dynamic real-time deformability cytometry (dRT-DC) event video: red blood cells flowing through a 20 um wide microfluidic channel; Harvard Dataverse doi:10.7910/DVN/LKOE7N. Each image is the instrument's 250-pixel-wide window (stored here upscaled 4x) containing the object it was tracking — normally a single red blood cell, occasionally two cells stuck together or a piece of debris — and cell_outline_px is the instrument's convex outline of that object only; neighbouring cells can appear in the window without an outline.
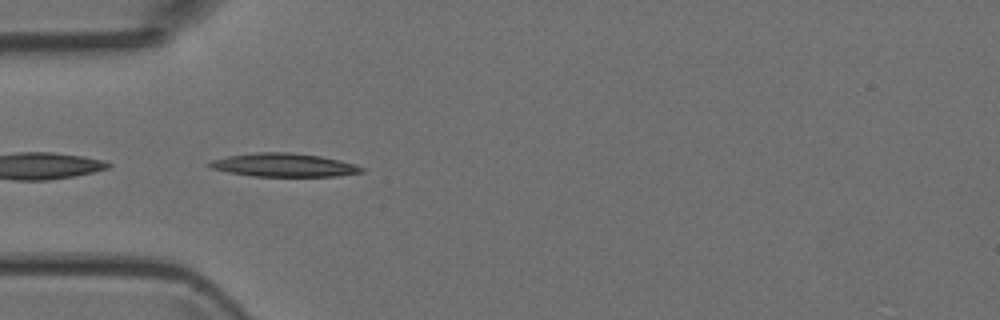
{"species": "Egyptian fruit bat (a non-hibernating species)", "species_latin": "Rousettus aegyptiacus", "temperature_condition": "room temperature", "stored_images_in_passage": 5, "camera_frame_rate_fps": 3000, "um_per_image_px": 0.085, "animal": {"sex": "female"}, "frame": {"image": 1, "passage_image": 4, "time_ms": 3.667, "image_size_px": [1000, 320], "cell_outline_px": [[364, 172], [336, 176], [252, 176], [228, 172], [212, 168], [208, 164], [212, 160], [228, 156], [256, 152], [288, 152], [320, 156], [340, 160], [356, 164], [364, 168]], "centroid_in_image_um": [24.16, 14.03], "position_along_channel_um": 60.8, "area_um2": 20.63}}
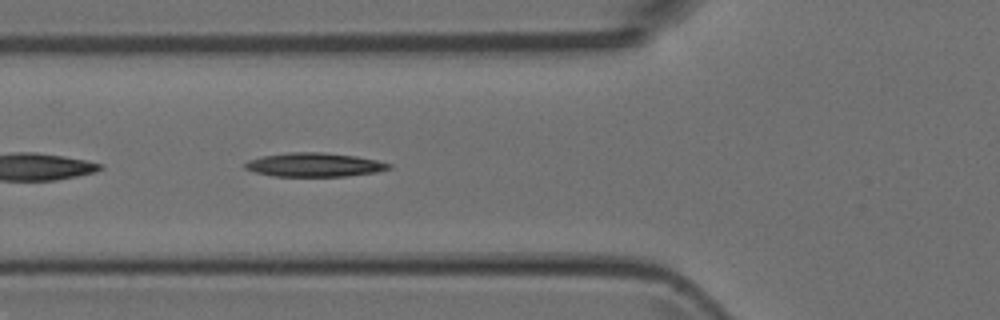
{"frame": {"image": 2, "passage_image": 5, "time_ms": 4.667, "image_size_px": [1000, 320], "cell_outline_px": [[392, 168], [376, 172], [348, 176], [272, 176], [256, 172], [244, 168], [244, 164], [248, 160], [260, 156], [292, 152], [324, 152], [356, 156], [376, 160], [392, 164]], "centroid_in_image_um": [26.72, 14.0], "position_along_channel_um": 99.1, "area_um2": 20.06}}